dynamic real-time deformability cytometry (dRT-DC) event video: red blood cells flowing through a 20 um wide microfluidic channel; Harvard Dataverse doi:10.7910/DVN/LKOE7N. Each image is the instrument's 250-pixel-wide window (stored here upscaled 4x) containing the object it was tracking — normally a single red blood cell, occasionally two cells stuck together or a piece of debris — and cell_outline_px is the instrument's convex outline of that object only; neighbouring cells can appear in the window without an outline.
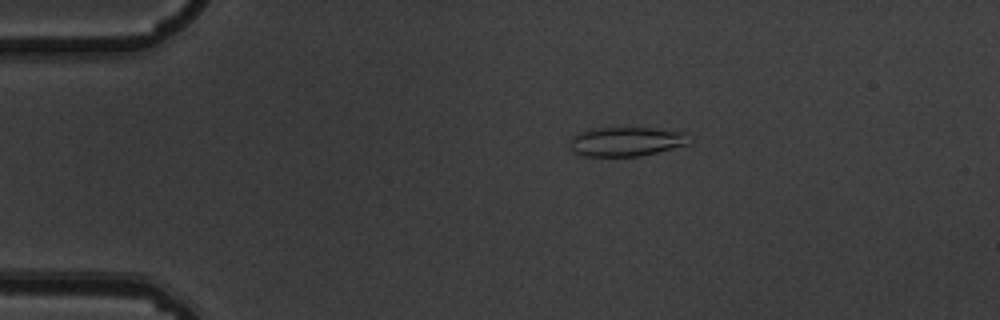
{"species": "common noctule bat (a hibernating species)", "species_latin": "Nyctalus noctula", "temperature_condition": "warm", "stored_images_in_passage": 8, "camera_frame_rate_fps": 3000, "um_per_image_px": 0.085, "animal": {"sex": "male", "body_mass_g": 19.5, "forearm_length_mm": 54.6}, "frame": {"image": 1, "passage_image": 4, "time_ms": 1.0, "image_size_px": [1000, 320], "cell_outline_px": [[688, 144], [640, 156], [580, 156], [572, 152], [572, 136], [576, 132], [588, 128], [652, 128], [688, 132]], "centroid_in_image_um": [53.19, 12.02], "position_along_channel_um": 31.8, "area_um2": 20.4}}
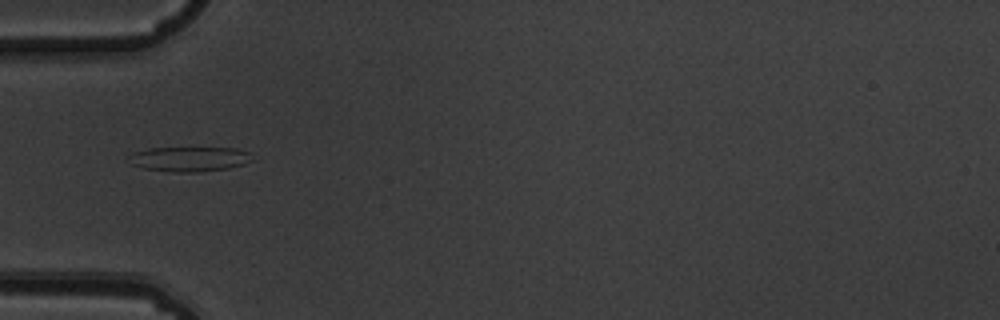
{"frame": {"image": 2, "passage_image": 6, "time_ms": 1.667, "image_size_px": [1000, 320], "cell_outline_px": [[252, 160], [244, 164], [228, 168], [196, 172], [168, 172], [144, 168], [132, 164], [128, 156], [132, 152], [148, 148], [236, 148], [252, 152]], "centroid_in_image_um": [16.11, 13.51], "position_along_channel_um": 68.9, "area_um2": 17.92}}
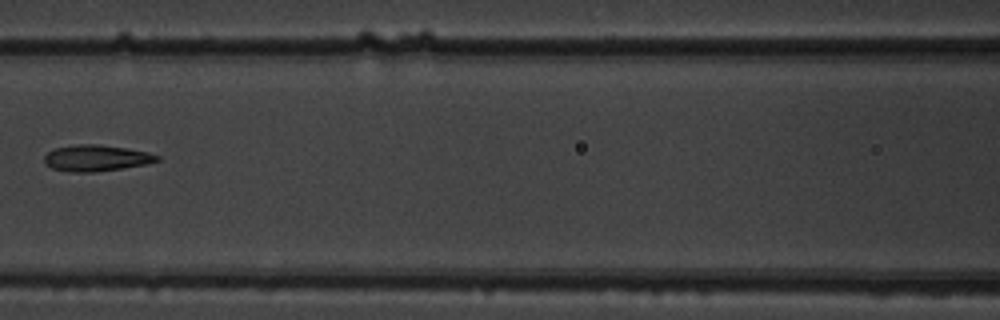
{"frame": {"image": 3, "passage_image": 8, "time_ms": 2.333, "image_size_px": [1000, 320], "cell_outline_px": [[160, 160], [148, 164], [96, 172], [68, 172], [52, 168], [44, 164], [44, 156], [48, 152], [56, 148], [76, 144], [96, 144], [124, 148], [148, 152], [160, 156]], "centroid_in_image_um": [8.17, 13.44], "position_along_channel_um": 158.4, "area_um2": 17.28}}